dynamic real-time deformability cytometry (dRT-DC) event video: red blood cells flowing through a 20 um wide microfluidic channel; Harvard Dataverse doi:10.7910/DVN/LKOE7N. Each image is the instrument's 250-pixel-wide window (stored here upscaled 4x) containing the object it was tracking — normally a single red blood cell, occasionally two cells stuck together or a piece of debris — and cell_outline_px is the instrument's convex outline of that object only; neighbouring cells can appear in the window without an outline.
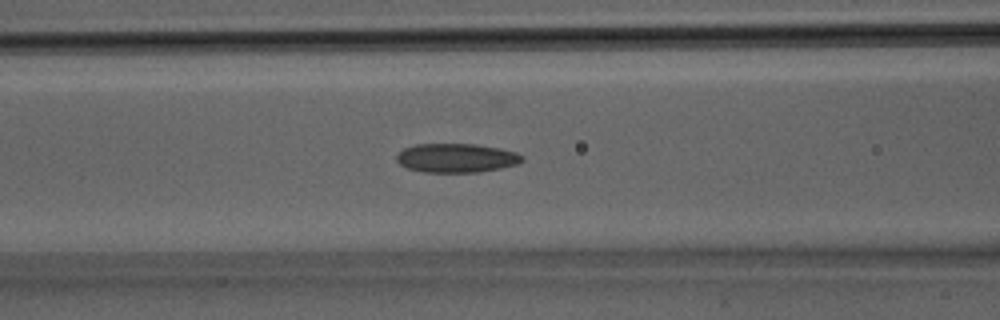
{"species": "Egyptian fruit bat (a non-hibernating species)", "species_latin": "Rousettus aegyptiacus", "temperature_condition": "room temperature", "stored_images_in_passage": 29, "camera_frame_rate_fps": 3000, "um_per_image_px": 0.085, "animal": {"sex": "male"}, "frame": {"image": 1, "passage_image": 11, "time_ms": 3.333, "image_size_px": [1000, 320], "cell_outline_px": [[524, 160], [516, 164], [500, 168], [476, 172], [424, 172], [408, 168], [400, 164], [396, 160], [396, 156], [404, 148], [416, 144], [476, 144], [500, 148], [516, 152], [524, 156]], "centroid_in_image_um": [38.8, 13.42], "position_along_channel_um": 127.8, "area_um2": 21.15}}
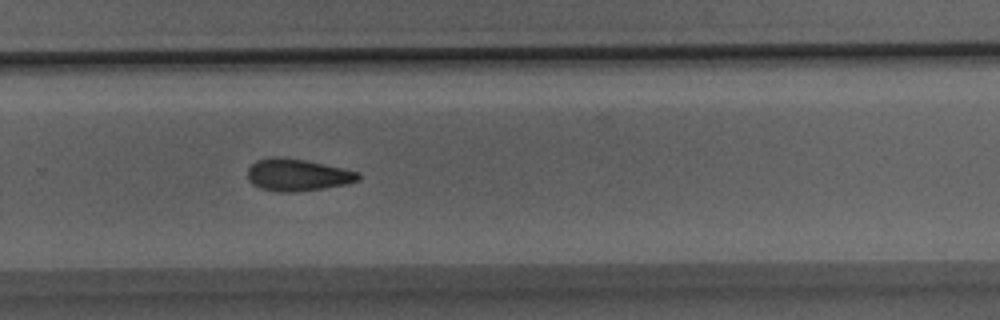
{"frame": {"image": 2, "passage_image": 19, "time_ms": 6.0, "image_size_px": [1000, 320], "cell_outline_px": [[360, 180], [348, 184], [324, 188], [292, 192], [276, 192], [260, 188], [252, 184], [248, 180], [248, 168], [256, 160], [272, 156], [280, 156], [304, 160], [324, 164], [360, 172]], "centroid_in_image_um": [25.27, 14.87], "position_along_channel_um": 304.5, "area_um2": 20.87}}
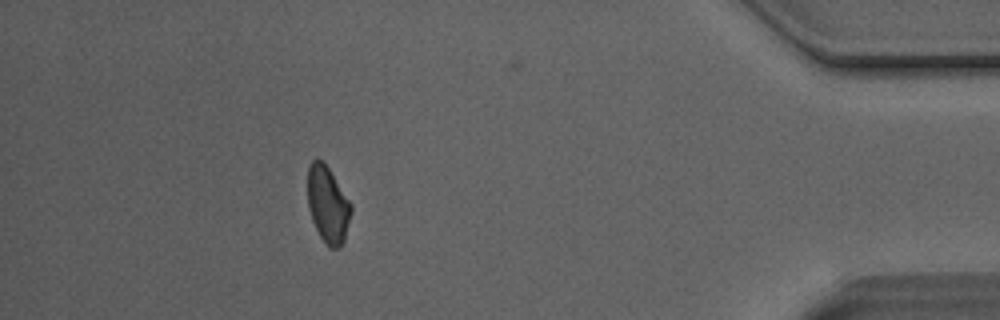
{"frame": {"image": 3, "passage_image": 26, "time_ms": 8.333, "image_size_px": [1000, 320], "cell_outline_px": [[352, 212], [344, 240], [340, 248], [328, 248], [324, 244], [312, 220], [308, 208], [308, 168], [312, 160], [316, 156], [328, 168], [352, 204]], "centroid_in_image_um": [27.86, 17.42], "position_along_channel_um": 407.3, "area_um2": 19.42}}